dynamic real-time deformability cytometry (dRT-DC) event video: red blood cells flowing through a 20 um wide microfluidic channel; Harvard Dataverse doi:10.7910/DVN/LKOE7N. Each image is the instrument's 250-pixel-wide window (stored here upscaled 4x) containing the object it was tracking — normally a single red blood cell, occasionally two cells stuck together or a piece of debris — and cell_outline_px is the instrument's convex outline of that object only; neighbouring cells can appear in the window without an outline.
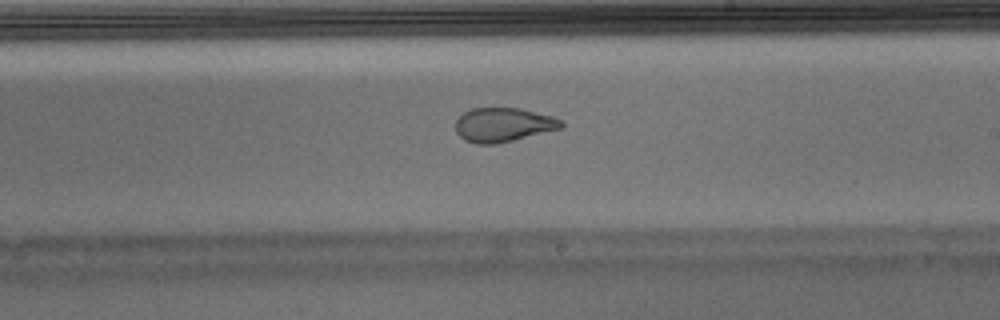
{"species": "Egyptian fruit bat (a non-hibernating species)", "species_latin": "Rousettus aegyptiacus", "temperature_condition": "warm", "stored_images_in_passage": 50, "camera_frame_rate_fps": 3000, "um_per_image_px": 0.085, "animal": {"sex": "male"}, "frame": {"image": 1, "passage_image": 29, "time_ms": 9.333, "image_size_px": [1000, 320], "cell_outline_px": [[564, 128], [496, 144], [476, 144], [464, 140], [456, 132], [456, 120], [464, 112], [472, 108], [520, 108], [552, 116], [564, 120]], "centroid_in_image_um": [42.81, 10.61], "position_along_channel_um": 246.2, "area_um2": 21.15}}
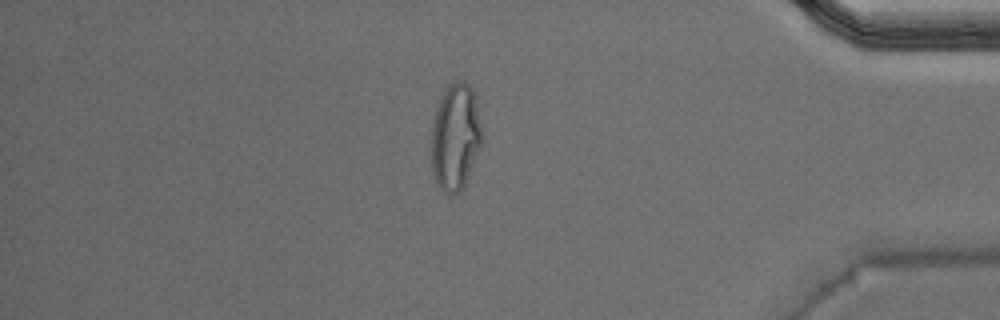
{"frame": {"image": 2, "passage_image": 43, "time_ms": 14.0, "image_size_px": [1000, 320], "cell_outline_px": [[484, 136], [468, 176], [460, 192], [448, 196], [440, 188], [432, 172], [432, 124], [440, 100], [444, 92], [452, 80], [464, 80], [472, 88], [476, 96]], "centroid_in_image_um": [38.74, 11.61], "position_along_channel_um": 396.5, "area_um2": 31.62}, "authors_computed_cell_mechanics": {"area_um2": 22.4553, "velocity_mm_per_s": 3.9638, "shape_relaxation_time_tau1_ms": null, "shape_relaxation_time_tau2_ms": 1.1089, "deformation_change_tau1": null, "deformation_change_tau2": 0.0798}}